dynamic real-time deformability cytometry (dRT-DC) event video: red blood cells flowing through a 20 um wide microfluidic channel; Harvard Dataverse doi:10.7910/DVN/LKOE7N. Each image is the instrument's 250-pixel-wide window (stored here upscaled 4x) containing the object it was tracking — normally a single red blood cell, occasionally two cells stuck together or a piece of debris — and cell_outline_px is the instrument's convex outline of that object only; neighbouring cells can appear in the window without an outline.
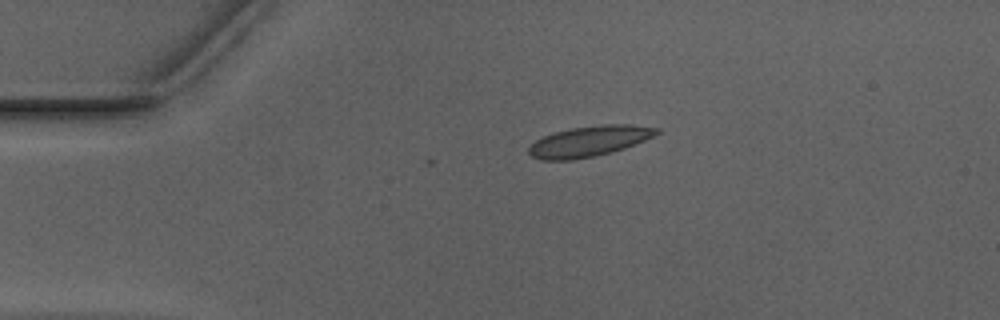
{"species": "Egyptian fruit bat (a non-hibernating species)", "species_latin": "Rousettus aegyptiacus", "temperature_condition": "warm", "stored_images_in_passage": 5, "camera_frame_rate_fps": 3000, "um_per_image_px": 0.085, "animal": {"sex": "male"}, "frame": {"image": 1, "passage_image": 1, "time_ms": 0.0, "image_size_px": [1000, 320], "cell_outline_px": [[660, 132], [644, 140], [624, 148], [612, 152], [596, 156], [572, 160], [540, 160], [532, 156], [528, 152], [528, 148], [536, 140], [544, 136], [556, 132], [572, 128], [604, 124], [632, 124], [660, 128]], "centroid_in_image_um": [50.09, 12.01], "position_along_channel_um": 34.9, "area_um2": 22.66}}